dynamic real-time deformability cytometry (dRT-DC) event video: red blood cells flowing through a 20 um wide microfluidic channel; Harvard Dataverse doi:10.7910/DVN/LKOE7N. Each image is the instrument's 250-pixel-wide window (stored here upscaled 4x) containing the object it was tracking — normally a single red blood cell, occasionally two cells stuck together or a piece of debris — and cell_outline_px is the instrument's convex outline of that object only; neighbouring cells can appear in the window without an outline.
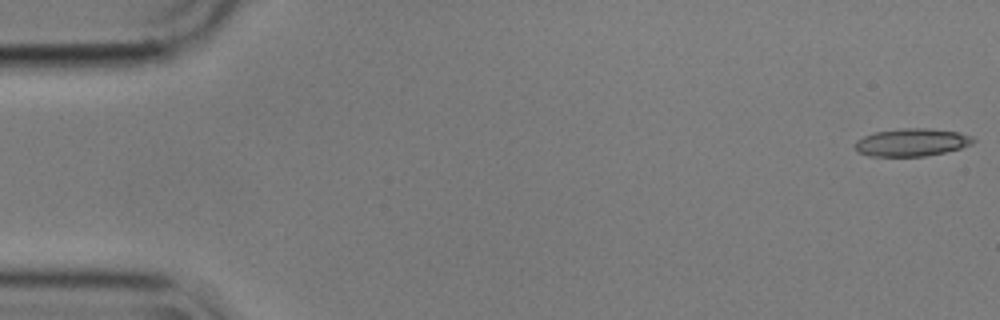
{"species": "common noctule bat (a hibernating species)", "species_latin": "Nyctalus noctula", "temperature_condition": "cold", "stored_images_in_passage": 8, "camera_frame_rate_fps": 3000, "um_per_image_px": 0.085, "animal": {"sex": "male", "body_mass_g": 17.9}, "frame": {"image": 1, "passage_image": 1, "time_ms": 0.0, "image_size_px": [1000, 320], "cell_outline_px": [[976, 140], [972, 144], [960, 148], [944, 152], [924, 156], [868, 156], [860, 152], [856, 148], [856, 140], [864, 136], [876, 132], [904, 128], [928, 128], [960, 132], [972, 136]], "centroid_in_image_um": [77.54, 12.09], "position_along_channel_um": 7.5, "area_um2": 18.96}}